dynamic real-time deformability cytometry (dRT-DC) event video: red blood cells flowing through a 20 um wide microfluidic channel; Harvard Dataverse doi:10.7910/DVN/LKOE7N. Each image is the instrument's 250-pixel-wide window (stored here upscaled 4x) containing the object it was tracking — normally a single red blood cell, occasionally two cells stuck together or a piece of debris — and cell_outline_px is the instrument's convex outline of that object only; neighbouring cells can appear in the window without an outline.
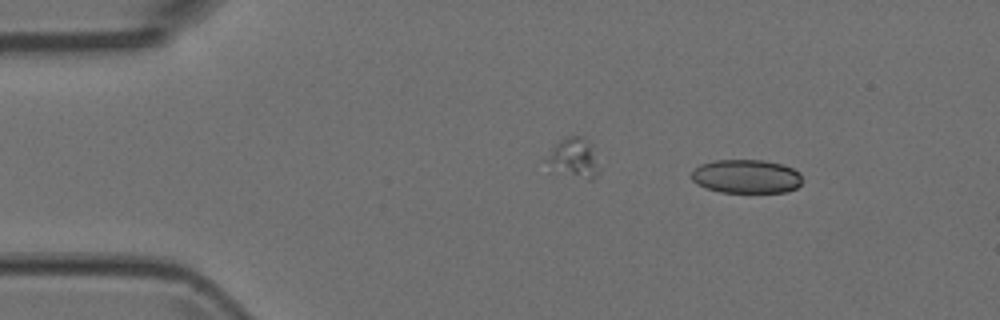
{"species": "Egyptian fruit bat (a non-hibernating species)", "species_latin": "Rousettus aegyptiacus", "temperature_condition": "room temperature", "stored_images_in_passage": 4, "camera_frame_rate_fps": 3000, "um_per_image_px": 0.085, "animal": {"sex": "female"}, "frame": {"image": 1, "passage_image": 1, "time_ms": 0.0, "image_size_px": [1000, 320], "cell_outline_px": [[800, 184], [796, 188], [788, 192], [720, 192], [696, 184], [692, 180], [692, 172], [700, 164], [716, 160], [764, 160], [784, 164], [800, 172]], "centroid_in_image_um": [63.45, 14.99], "position_along_channel_um": 21.6, "area_um2": 21.79}}
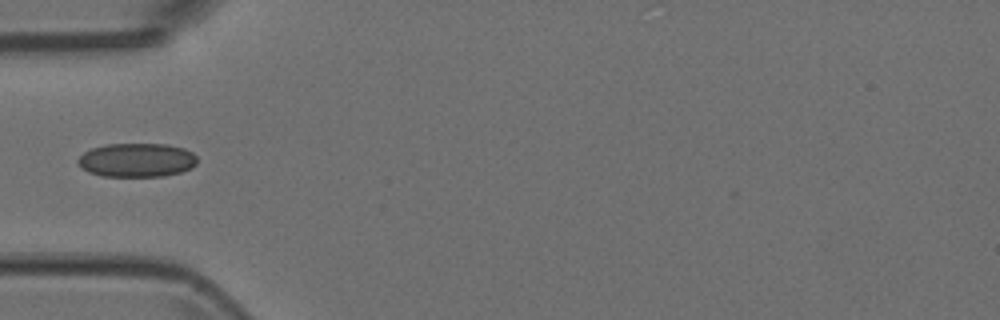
{"frame": {"image": 2, "passage_image": 4, "time_ms": 1.0, "image_size_px": [1000, 320], "cell_outline_px": [[196, 164], [192, 168], [180, 172], [164, 176], [100, 176], [88, 172], [80, 168], [76, 160], [84, 152], [92, 148], [104, 144], [168, 144], [184, 148], [192, 152], [196, 156]], "centroid_in_image_um": [11.6, 13.6], "position_along_channel_um": 73.4, "area_um2": 23.76}}